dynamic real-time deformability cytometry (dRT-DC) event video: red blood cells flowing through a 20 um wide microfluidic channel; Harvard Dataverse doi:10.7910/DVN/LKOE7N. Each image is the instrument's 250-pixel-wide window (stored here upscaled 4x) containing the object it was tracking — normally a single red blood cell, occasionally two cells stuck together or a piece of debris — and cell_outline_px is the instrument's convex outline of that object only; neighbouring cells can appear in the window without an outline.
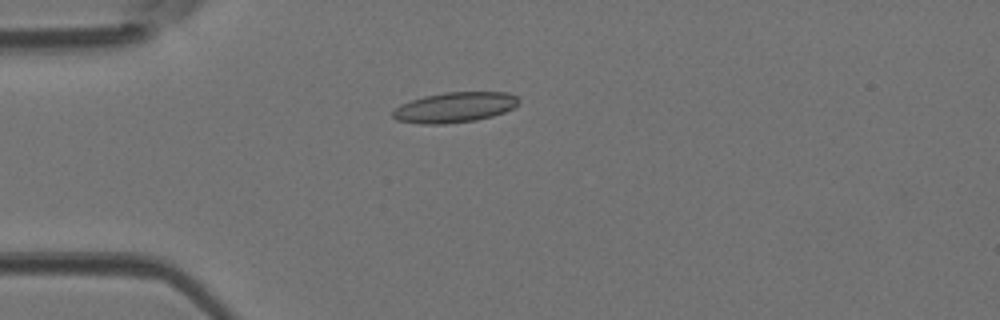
{"species": "Egyptian fruit bat (a non-hibernating species)", "species_latin": "Rousettus aegyptiacus", "temperature_condition": "room temperature", "stored_images_in_passage": 30, "camera_frame_rate_fps": 3000, "um_per_image_px": 0.085, "animal": {"sex": "female"}, "frame": {"image": 1, "passage_image": 1, "time_ms": 0.0, "image_size_px": [1000, 320], "cell_outline_px": [[520, 104], [504, 112], [492, 116], [476, 120], [444, 124], [420, 124], [396, 120], [392, 116], [392, 112], [400, 104], [424, 96], [444, 92], [508, 92], [516, 96], [520, 100]], "centroid_in_image_um": [38.65, 9.12], "position_along_channel_um": 46.3, "area_um2": 22.31}}
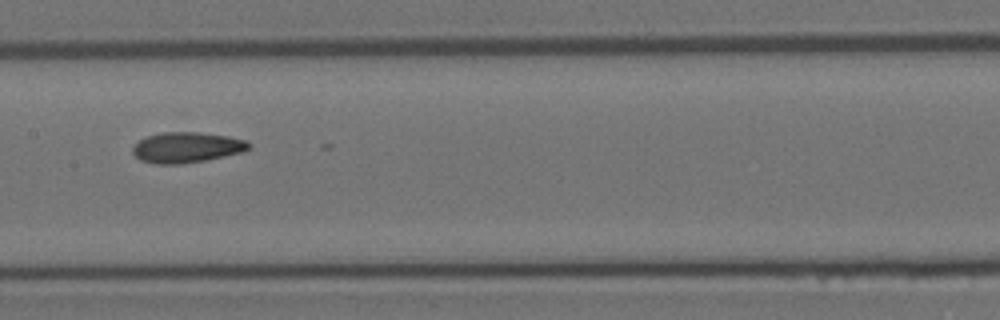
{"frame": {"image": 2, "passage_image": 12, "time_ms": 3.667, "image_size_px": [1000, 320], "cell_outline_px": [[252, 144], [248, 148], [240, 152], [204, 160], [180, 164], [156, 164], [140, 160], [132, 152], [132, 148], [140, 140], [148, 136], [160, 132], [200, 132], [228, 136], [248, 140]], "centroid_in_image_um": [15.86, 12.52], "position_along_channel_um": 191.5, "area_um2": 20.52}}
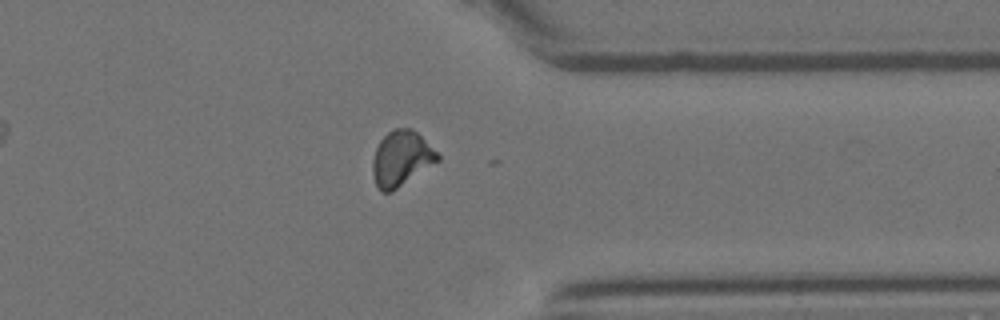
{"frame": {"image": 3, "passage_image": 25, "time_ms": 8.0, "image_size_px": [1000, 320], "cell_outline_px": [[440, 160], [392, 192], [380, 192], [376, 184], [372, 172], [372, 160], [376, 148], [380, 140], [392, 128], [412, 128], [440, 156]], "centroid_in_image_um": [34.08, 13.49], "position_along_channel_um": 377.3, "area_um2": 20.81}}